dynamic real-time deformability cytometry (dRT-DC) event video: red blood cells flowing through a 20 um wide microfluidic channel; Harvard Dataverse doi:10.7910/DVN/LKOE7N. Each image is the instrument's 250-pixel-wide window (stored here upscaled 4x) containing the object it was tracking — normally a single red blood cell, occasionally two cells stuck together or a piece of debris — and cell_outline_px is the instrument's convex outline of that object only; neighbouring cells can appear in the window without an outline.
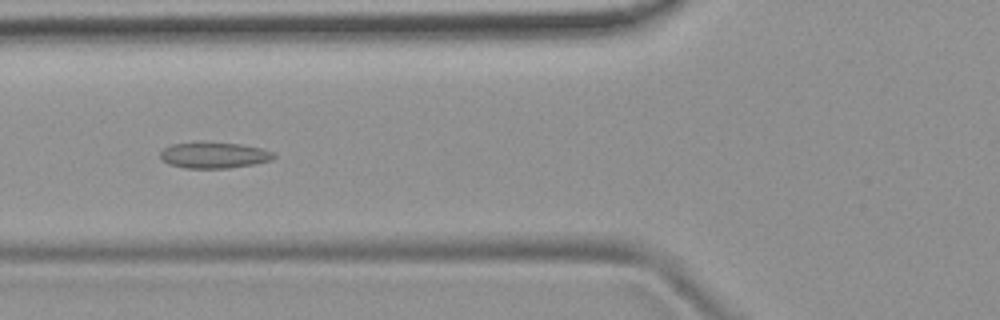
{"species": "common noctule bat (a hibernating species)", "species_latin": "Nyctalus noctula", "temperature_condition": "room temperature", "stored_images_in_passage": 39, "camera_frame_rate_fps": 3000, "um_per_image_px": 0.085, "animal": {"sex": "female", "body_mass_g": 19.9}, "frame": {"image": 1, "passage_image": 6, "time_ms": 1.667, "image_size_px": [1000, 320], "cell_outline_px": [[276, 156], [272, 160], [252, 164], [228, 168], [184, 168], [168, 164], [160, 160], [160, 152], [164, 148], [172, 144], [204, 140], [240, 144], [260, 148], [276, 152]], "centroid_in_image_um": [18.16, 13.16], "position_along_channel_um": 107.6, "area_um2": 17.74}}
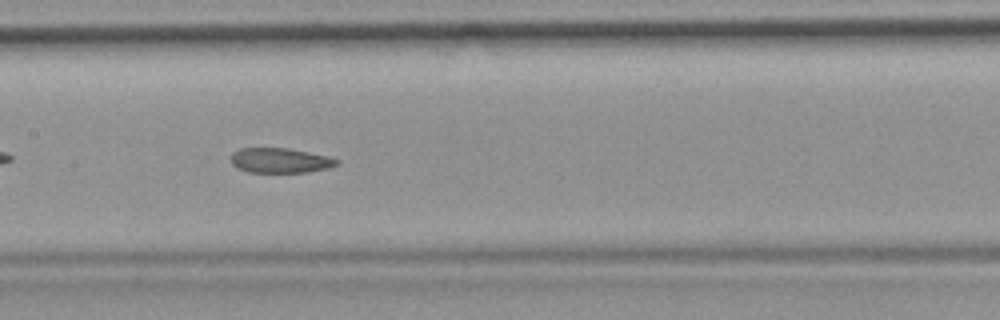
{"frame": {"image": 2, "passage_image": 12, "time_ms": 3.667, "image_size_px": [1000, 320], "cell_outline_px": [[340, 164], [328, 168], [308, 172], [248, 172], [236, 168], [232, 164], [232, 152], [240, 148], [288, 148], [328, 156], [340, 160]], "centroid_in_image_um": [23.83, 13.64], "position_along_channel_um": 183.6, "area_um2": 15.43}, "authors_computed_cell_mechanics": {"area_um2": 16.7042, "velocity_mm_per_s": 3.8054, "shape_relaxation_time_tau1_ms": null, "shape_relaxation_time_tau2_ms": 3.2641, "deformation_change_tau1": null, "deformation_change_tau2": 0.086}}